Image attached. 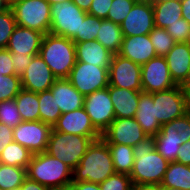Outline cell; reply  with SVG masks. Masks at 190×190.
<instances>
[{"mask_svg":"<svg viewBox=\"0 0 190 190\" xmlns=\"http://www.w3.org/2000/svg\"><path fill=\"white\" fill-rule=\"evenodd\" d=\"M135 161L130 178L133 186L160 185L169 161L155 150L154 136H147L133 147Z\"/></svg>","mask_w":190,"mask_h":190,"instance_id":"obj_1","label":"cell"},{"mask_svg":"<svg viewBox=\"0 0 190 190\" xmlns=\"http://www.w3.org/2000/svg\"><path fill=\"white\" fill-rule=\"evenodd\" d=\"M116 173L108 144L93 140L79 164L72 171V182L88 181L100 184Z\"/></svg>","mask_w":190,"mask_h":190,"instance_id":"obj_2","label":"cell"},{"mask_svg":"<svg viewBox=\"0 0 190 190\" xmlns=\"http://www.w3.org/2000/svg\"><path fill=\"white\" fill-rule=\"evenodd\" d=\"M72 169L46 152L33 154L26 169L27 177L39 184L57 190L68 188L72 182Z\"/></svg>","mask_w":190,"mask_h":190,"instance_id":"obj_3","label":"cell"},{"mask_svg":"<svg viewBox=\"0 0 190 190\" xmlns=\"http://www.w3.org/2000/svg\"><path fill=\"white\" fill-rule=\"evenodd\" d=\"M39 55L56 79H68L76 63L75 43L69 38L47 33L42 38Z\"/></svg>","mask_w":190,"mask_h":190,"instance_id":"obj_4","label":"cell"},{"mask_svg":"<svg viewBox=\"0 0 190 190\" xmlns=\"http://www.w3.org/2000/svg\"><path fill=\"white\" fill-rule=\"evenodd\" d=\"M101 137H83L64 134L52 129L46 153L61 160L72 170L79 164L93 140Z\"/></svg>","mask_w":190,"mask_h":190,"instance_id":"obj_5","label":"cell"},{"mask_svg":"<svg viewBox=\"0 0 190 190\" xmlns=\"http://www.w3.org/2000/svg\"><path fill=\"white\" fill-rule=\"evenodd\" d=\"M155 138V150L169 162L177 159L182 144L190 140V116L186 113L163 124Z\"/></svg>","mask_w":190,"mask_h":190,"instance_id":"obj_6","label":"cell"},{"mask_svg":"<svg viewBox=\"0 0 190 190\" xmlns=\"http://www.w3.org/2000/svg\"><path fill=\"white\" fill-rule=\"evenodd\" d=\"M18 26L50 33L51 5L46 0H21L10 7Z\"/></svg>","mask_w":190,"mask_h":190,"instance_id":"obj_7","label":"cell"},{"mask_svg":"<svg viewBox=\"0 0 190 190\" xmlns=\"http://www.w3.org/2000/svg\"><path fill=\"white\" fill-rule=\"evenodd\" d=\"M87 14L72 1L51 5L50 33L72 40L80 33L81 22Z\"/></svg>","mask_w":190,"mask_h":190,"instance_id":"obj_8","label":"cell"},{"mask_svg":"<svg viewBox=\"0 0 190 190\" xmlns=\"http://www.w3.org/2000/svg\"><path fill=\"white\" fill-rule=\"evenodd\" d=\"M68 80L84 96L109 86V67L76 62Z\"/></svg>","mask_w":190,"mask_h":190,"instance_id":"obj_9","label":"cell"},{"mask_svg":"<svg viewBox=\"0 0 190 190\" xmlns=\"http://www.w3.org/2000/svg\"><path fill=\"white\" fill-rule=\"evenodd\" d=\"M84 108L94 128L102 134L114 121L115 112L108 87L85 96Z\"/></svg>","mask_w":190,"mask_h":190,"instance_id":"obj_10","label":"cell"},{"mask_svg":"<svg viewBox=\"0 0 190 190\" xmlns=\"http://www.w3.org/2000/svg\"><path fill=\"white\" fill-rule=\"evenodd\" d=\"M52 126L42 121H22L13 129V139L32 155L46 152Z\"/></svg>","mask_w":190,"mask_h":190,"instance_id":"obj_11","label":"cell"},{"mask_svg":"<svg viewBox=\"0 0 190 190\" xmlns=\"http://www.w3.org/2000/svg\"><path fill=\"white\" fill-rule=\"evenodd\" d=\"M155 117L163 125L186 114L185 93L180 85L154 92Z\"/></svg>","mask_w":190,"mask_h":190,"instance_id":"obj_12","label":"cell"},{"mask_svg":"<svg viewBox=\"0 0 190 190\" xmlns=\"http://www.w3.org/2000/svg\"><path fill=\"white\" fill-rule=\"evenodd\" d=\"M109 86L142 91L141 66L119 54H113L109 65Z\"/></svg>","mask_w":190,"mask_h":190,"instance_id":"obj_13","label":"cell"},{"mask_svg":"<svg viewBox=\"0 0 190 190\" xmlns=\"http://www.w3.org/2000/svg\"><path fill=\"white\" fill-rule=\"evenodd\" d=\"M142 91L154 93L169 90L175 86L165 57L155 56L141 66Z\"/></svg>","mask_w":190,"mask_h":190,"instance_id":"obj_14","label":"cell"},{"mask_svg":"<svg viewBox=\"0 0 190 190\" xmlns=\"http://www.w3.org/2000/svg\"><path fill=\"white\" fill-rule=\"evenodd\" d=\"M147 137L135 118H115L101 134L107 144H121L135 147Z\"/></svg>","mask_w":190,"mask_h":190,"instance_id":"obj_15","label":"cell"},{"mask_svg":"<svg viewBox=\"0 0 190 190\" xmlns=\"http://www.w3.org/2000/svg\"><path fill=\"white\" fill-rule=\"evenodd\" d=\"M154 27L153 5L147 0L137 1L120 24L123 36L149 34Z\"/></svg>","mask_w":190,"mask_h":190,"instance_id":"obj_16","label":"cell"},{"mask_svg":"<svg viewBox=\"0 0 190 190\" xmlns=\"http://www.w3.org/2000/svg\"><path fill=\"white\" fill-rule=\"evenodd\" d=\"M55 80L56 77L51 69L38 54L33 56L31 63L21 76V85L23 89L40 93L49 90Z\"/></svg>","mask_w":190,"mask_h":190,"instance_id":"obj_17","label":"cell"},{"mask_svg":"<svg viewBox=\"0 0 190 190\" xmlns=\"http://www.w3.org/2000/svg\"><path fill=\"white\" fill-rule=\"evenodd\" d=\"M54 131L83 137H101L94 128L84 107L63 113L52 127Z\"/></svg>","mask_w":190,"mask_h":190,"instance_id":"obj_18","label":"cell"},{"mask_svg":"<svg viewBox=\"0 0 190 190\" xmlns=\"http://www.w3.org/2000/svg\"><path fill=\"white\" fill-rule=\"evenodd\" d=\"M119 55L142 66L157 56L149 34L124 36Z\"/></svg>","mask_w":190,"mask_h":190,"instance_id":"obj_19","label":"cell"},{"mask_svg":"<svg viewBox=\"0 0 190 190\" xmlns=\"http://www.w3.org/2000/svg\"><path fill=\"white\" fill-rule=\"evenodd\" d=\"M43 36L38 31L17 25L10 36L7 49L19 55H38Z\"/></svg>","mask_w":190,"mask_h":190,"instance_id":"obj_20","label":"cell"},{"mask_svg":"<svg viewBox=\"0 0 190 190\" xmlns=\"http://www.w3.org/2000/svg\"><path fill=\"white\" fill-rule=\"evenodd\" d=\"M164 57L172 80L181 85L190 70V42H176Z\"/></svg>","mask_w":190,"mask_h":190,"instance_id":"obj_21","label":"cell"},{"mask_svg":"<svg viewBox=\"0 0 190 190\" xmlns=\"http://www.w3.org/2000/svg\"><path fill=\"white\" fill-rule=\"evenodd\" d=\"M49 90L62 114L84 107L85 96L68 79H56Z\"/></svg>","mask_w":190,"mask_h":190,"instance_id":"obj_22","label":"cell"},{"mask_svg":"<svg viewBox=\"0 0 190 190\" xmlns=\"http://www.w3.org/2000/svg\"><path fill=\"white\" fill-rule=\"evenodd\" d=\"M116 118H134L138 108L140 94L143 91H134L126 88L108 86Z\"/></svg>","mask_w":190,"mask_h":190,"instance_id":"obj_23","label":"cell"},{"mask_svg":"<svg viewBox=\"0 0 190 190\" xmlns=\"http://www.w3.org/2000/svg\"><path fill=\"white\" fill-rule=\"evenodd\" d=\"M76 62H85L98 67H109L113 53L97 40L75 43Z\"/></svg>","mask_w":190,"mask_h":190,"instance_id":"obj_24","label":"cell"},{"mask_svg":"<svg viewBox=\"0 0 190 190\" xmlns=\"http://www.w3.org/2000/svg\"><path fill=\"white\" fill-rule=\"evenodd\" d=\"M147 136H155L161 129V124L155 117V105L153 93L142 92L138 102V108L134 117Z\"/></svg>","mask_w":190,"mask_h":190,"instance_id":"obj_25","label":"cell"},{"mask_svg":"<svg viewBox=\"0 0 190 190\" xmlns=\"http://www.w3.org/2000/svg\"><path fill=\"white\" fill-rule=\"evenodd\" d=\"M155 27L166 29L169 25L182 18V5L180 0H164L152 3Z\"/></svg>","mask_w":190,"mask_h":190,"instance_id":"obj_26","label":"cell"},{"mask_svg":"<svg viewBox=\"0 0 190 190\" xmlns=\"http://www.w3.org/2000/svg\"><path fill=\"white\" fill-rule=\"evenodd\" d=\"M123 38L124 36L119 24L107 19H102L96 36V40L99 43L111 53L118 54L122 46Z\"/></svg>","mask_w":190,"mask_h":190,"instance_id":"obj_27","label":"cell"},{"mask_svg":"<svg viewBox=\"0 0 190 190\" xmlns=\"http://www.w3.org/2000/svg\"><path fill=\"white\" fill-rule=\"evenodd\" d=\"M14 100L22 121L40 120L38 93L22 88Z\"/></svg>","mask_w":190,"mask_h":190,"instance_id":"obj_28","label":"cell"},{"mask_svg":"<svg viewBox=\"0 0 190 190\" xmlns=\"http://www.w3.org/2000/svg\"><path fill=\"white\" fill-rule=\"evenodd\" d=\"M160 186L190 190V166L170 162Z\"/></svg>","mask_w":190,"mask_h":190,"instance_id":"obj_29","label":"cell"},{"mask_svg":"<svg viewBox=\"0 0 190 190\" xmlns=\"http://www.w3.org/2000/svg\"><path fill=\"white\" fill-rule=\"evenodd\" d=\"M116 173L130 175L135 161L133 147L121 144H108Z\"/></svg>","mask_w":190,"mask_h":190,"instance_id":"obj_30","label":"cell"},{"mask_svg":"<svg viewBox=\"0 0 190 190\" xmlns=\"http://www.w3.org/2000/svg\"><path fill=\"white\" fill-rule=\"evenodd\" d=\"M32 153L18 142L9 143L0 154V163L27 169Z\"/></svg>","mask_w":190,"mask_h":190,"instance_id":"obj_31","label":"cell"},{"mask_svg":"<svg viewBox=\"0 0 190 190\" xmlns=\"http://www.w3.org/2000/svg\"><path fill=\"white\" fill-rule=\"evenodd\" d=\"M40 121L52 127L62 115L50 90L38 93Z\"/></svg>","mask_w":190,"mask_h":190,"instance_id":"obj_32","label":"cell"},{"mask_svg":"<svg viewBox=\"0 0 190 190\" xmlns=\"http://www.w3.org/2000/svg\"><path fill=\"white\" fill-rule=\"evenodd\" d=\"M26 177L25 168L0 163V190L17 189Z\"/></svg>","mask_w":190,"mask_h":190,"instance_id":"obj_33","label":"cell"},{"mask_svg":"<svg viewBox=\"0 0 190 190\" xmlns=\"http://www.w3.org/2000/svg\"><path fill=\"white\" fill-rule=\"evenodd\" d=\"M149 38L157 56L164 57L176 43L166 29L159 27H154L149 33Z\"/></svg>","mask_w":190,"mask_h":190,"instance_id":"obj_34","label":"cell"},{"mask_svg":"<svg viewBox=\"0 0 190 190\" xmlns=\"http://www.w3.org/2000/svg\"><path fill=\"white\" fill-rule=\"evenodd\" d=\"M102 19L87 14L81 22L80 33L72 39L74 43L96 40Z\"/></svg>","mask_w":190,"mask_h":190,"instance_id":"obj_35","label":"cell"},{"mask_svg":"<svg viewBox=\"0 0 190 190\" xmlns=\"http://www.w3.org/2000/svg\"><path fill=\"white\" fill-rule=\"evenodd\" d=\"M22 122L14 99L0 101V123L14 129Z\"/></svg>","mask_w":190,"mask_h":190,"instance_id":"obj_36","label":"cell"},{"mask_svg":"<svg viewBox=\"0 0 190 190\" xmlns=\"http://www.w3.org/2000/svg\"><path fill=\"white\" fill-rule=\"evenodd\" d=\"M21 89V77L0 74V101L15 99Z\"/></svg>","mask_w":190,"mask_h":190,"instance_id":"obj_37","label":"cell"},{"mask_svg":"<svg viewBox=\"0 0 190 190\" xmlns=\"http://www.w3.org/2000/svg\"><path fill=\"white\" fill-rule=\"evenodd\" d=\"M17 26L12 9L0 13V49L7 48L10 36Z\"/></svg>","mask_w":190,"mask_h":190,"instance_id":"obj_38","label":"cell"},{"mask_svg":"<svg viewBox=\"0 0 190 190\" xmlns=\"http://www.w3.org/2000/svg\"><path fill=\"white\" fill-rule=\"evenodd\" d=\"M136 2L137 0H113L106 19L120 25Z\"/></svg>","mask_w":190,"mask_h":190,"instance_id":"obj_39","label":"cell"},{"mask_svg":"<svg viewBox=\"0 0 190 190\" xmlns=\"http://www.w3.org/2000/svg\"><path fill=\"white\" fill-rule=\"evenodd\" d=\"M101 190H132L133 184L128 174L114 173L102 183Z\"/></svg>","mask_w":190,"mask_h":190,"instance_id":"obj_40","label":"cell"},{"mask_svg":"<svg viewBox=\"0 0 190 190\" xmlns=\"http://www.w3.org/2000/svg\"><path fill=\"white\" fill-rule=\"evenodd\" d=\"M175 42H190V24L184 19H178L166 28Z\"/></svg>","mask_w":190,"mask_h":190,"instance_id":"obj_41","label":"cell"},{"mask_svg":"<svg viewBox=\"0 0 190 190\" xmlns=\"http://www.w3.org/2000/svg\"><path fill=\"white\" fill-rule=\"evenodd\" d=\"M113 0H92L89 15L100 19H106Z\"/></svg>","mask_w":190,"mask_h":190,"instance_id":"obj_42","label":"cell"},{"mask_svg":"<svg viewBox=\"0 0 190 190\" xmlns=\"http://www.w3.org/2000/svg\"><path fill=\"white\" fill-rule=\"evenodd\" d=\"M35 55H19L18 53H12V64L16 76L21 77L24 74L25 69L31 63V60Z\"/></svg>","mask_w":190,"mask_h":190,"instance_id":"obj_43","label":"cell"},{"mask_svg":"<svg viewBox=\"0 0 190 190\" xmlns=\"http://www.w3.org/2000/svg\"><path fill=\"white\" fill-rule=\"evenodd\" d=\"M0 74L3 76L15 75L12 53L7 48L0 49Z\"/></svg>","mask_w":190,"mask_h":190,"instance_id":"obj_44","label":"cell"},{"mask_svg":"<svg viewBox=\"0 0 190 190\" xmlns=\"http://www.w3.org/2000/svg\"><path fill=\"white\" fill-rule=\"evenodd\" d=\"M13 141V129L0 123V154Z\"/></svg>","mask_w":190,"mask_h":190,"instance_id":"obj_45","label":"cell"},{"mask_svg":"<svg viewBox=\"0 0 190 190\" xmlns=\"http://www.w3.org/2000/svg\"><path fill=\"white\" fill-rule=\"evenodd\" d=\"M176 162L190 166V140L180 146Z\"/></svg>","mask_w":190,"mask_h":190,"instance_id":"obj_46","label":"cell"},{"mask_svg":"<svg viewBox=\"0 0 190 190\" xmlns=\"http://www.w3.org/2000/svg\"><path fill=\"white\" fill-rule=\"evenodd\" d=\"M69 187L71 190H101L100 184L88 181L71 182Z\"/></svg>","mask_w":190,"mask_h":190,"instance_id":"obj_47","label":"cell"},{"mask_svg":"<svg viewBox=\"0 0 190 190\" xmlns=\"http://www.w3.org/2000/svg\"><path fill=\"white\" fill-rule=\"evenodd\" d=\"M19 190H51V189L26 177L22 185L19 187Z\"/></svg>","mask_w":190,"mask_h":190,"instance_id":"obj_48","label":"cell"},{"mask_svg":"<svg viewBox=\"0 0 190 190\" xmlns=\"http://www.w3.org/2000/svg\"><path fill=\"white\" fill-rule=\"evenodd\" d=\"M182 5V18L190 24V0H180Z\"/></svg>","mask_w":190,"mask_h":190,"instance_id":"obj_49","label":"cell"},{"mask_svg":"<svg viewBox=\"0 0 190 190\" xmlns=\"http://www.w3.org/2000/svg\"><path fill=\"white\" fill-rule=\"evenodd\" d=\"M72 2L85 12L89 11L92 4V0H72Z\"/></svg>","mask_w":190,"mask_h":190,"instance_id":"obj_50","label":"cell"},{"mask_svg":"<svg viewBox=\"0 0 190 190\" xmlns=\"http://www.w3.org/2000/svg\"><path fill=\"white\" fill-rule=\"evenodd\" d=\"M132 190H160V185H138L133 186Z\"/></svg>","mask_w":190,"mask_h":190,"instance_id":"obj_51","label":"cell"},{"mask_svg":"<svg viewBox=\"0 0 190 190\" xmlns=\"http://www.w3.org/2000/svg\"><path fill=\"white\" fill-rule=\"evenodd\" d=\"M180 87L183 91H190V70L188 72L186 79L183 81Z\"/></svg>","mask_w":190,"mask_h":190,"instance_id":"obj_52","label":"cell"},{"mask_svg":"<svg viewBox=\"0 0 190 190\" xmlns=\"http://www.w3.org/2000/svg\"><path fill=\"white\" fill-rule=\"evenodd\" d=\"M184 93H185L186 113L190 116V91H184Z\"/></svg>","mask_w":190,"mask_h":190,"instance_id":"obj_53","label":"cell"},{"mask_svg":"<svg viewBox=\"0 0 190 190\" xmlns=\"http://www.w3.org/2000/svg\"><path fill=\"white\" fill-rule=\"evenodd\" d=\"M10 9V6L6 2V0H0V13L7 11Z\"/></svg>","mask_w":190,"mask_h":190,"instance_id":"obj_54","label":"cell"},{"mask_svg":"<svg viewBox=\"0 0 190 190\" xmlns=\"http://www.w3.org/2000/svg\"><path fill=\"white\" fill-rule=\"evenodd\" d=\"M50 5L56 4V3H63L67 1H72V0H46Z\"/></svg>","mask_w":190,"mask_h":190,"instance_id":"obj_55","label":"cell"},{"mask_svg":"<svg viewBox=\"0 0 190 190\" xmlns=\"http://www.w3.org/2000/svg\"><path fill=\"white\" fill-rule=\"evenodd\" d=\"M160 190H182L180 188H172L168 186H160Z\"/></svg>","mask_w":190,"mask_h":190,"instance_id":"obj_56","label":"cell"},{"mask_svg":"<svg viewBox=\"0 0 190 190\" xmlns=\"http://www.w3.org/2000/svg\"><path fill=\"white\" fill-rule=\"evenodd\" d=\"M21 0H6V2L8 3V5L11 7L13 6L15 3L20 2Z\"/></svg>","mask_w":190,"mask_h":190,"instance_id":"obj_57","label":"cell"},{"mask_svg":"<svg viewBox=\"0 0 190 190\" xmlns=\"http://www.w3.org/2000/svg\"><path fill=\"white\" fill-rule=\"evenodd\" d=\"M147 1H149L151 3H157V2H160V1H164V0H147Z\"/></svg>","mask_w":190,"mask_h":190,"instance_id":"obj_58","label":"cell"},{"mask_svg":"<svg viewBox=\"0 0 190 190\" xmlns=\"http://www.w3.org/2000/svg\"><path fill=\"white\" fill-rule=\"evenodd\" d=\"M57 190H71L70 187L68 188H62V189H57Z\"/></svg>","mask_w":190,"mask_h":190,"instance_id":"obj_59","label":"cell"}]
</instances>
